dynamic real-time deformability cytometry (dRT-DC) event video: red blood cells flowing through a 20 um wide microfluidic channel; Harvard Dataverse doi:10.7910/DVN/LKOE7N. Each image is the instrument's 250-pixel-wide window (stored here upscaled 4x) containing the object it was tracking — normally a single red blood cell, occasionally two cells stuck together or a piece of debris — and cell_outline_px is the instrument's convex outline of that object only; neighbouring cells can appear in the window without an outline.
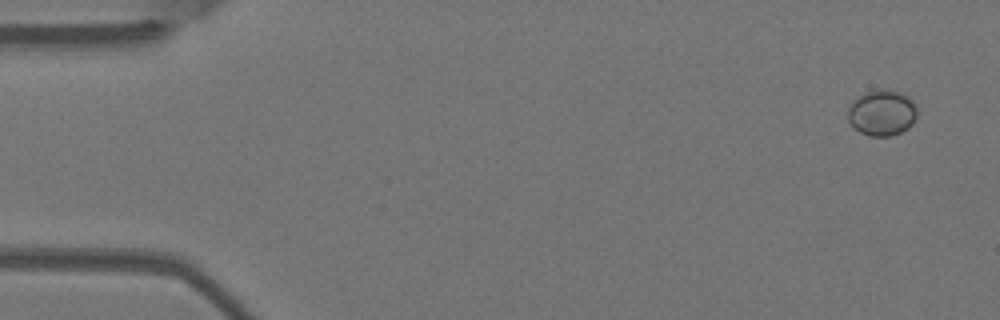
{"species": "Egyptian fruit bat (a non-hibernating species)", "species_latin": "Rousettus aegyptiacus", "temperature_condition": "warm", "stored_images_in_passage": 5, "camera_frame_rate_fps": 3000, "um_per_image_px": 0.085, "animal": {"sex": "female"}, "frame": {"image": 1, "passage_image": 1, "time_ms": 0.0, "image_size_px": [1000, 320], "cell_outline_px": [[916, 116], [912, 124], [908, 128], [892, 136], [868, 136], [860, 132], [848, 120], [848, 108], [852, 100], [864, 92], [884, 88], [888, 88], [900, 92], [908, 96], [912, 100], [916, 108]], "centroid_in_image_um": [74.96, 9.57], "position_along_channel_um": 10.0, "area_um2": 18.67}}
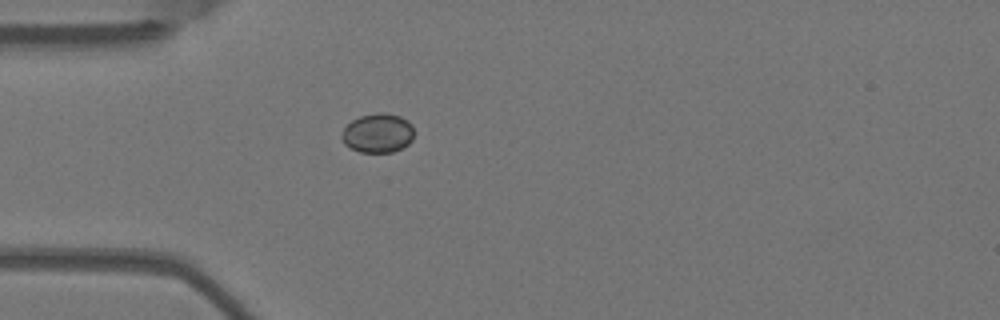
{"frame": {"image": 2, "passage_image": 5, "time_ms": 1.333, "image_size_px": [1000, 320], "cell_outline_px": [[416, 132], [412, 140], [404, 148], [392, 152], [360, 152], [344, 144], [340, 136], [344, 128], [352, 120], [360, 116], [376, 112], [384, 112], [400, 116], [408, 120], [412, 124]], "centroid_in_image_um": [32.15, 11.3], "position_along_channel_um": 52.8, "area_um2": 16.88}}